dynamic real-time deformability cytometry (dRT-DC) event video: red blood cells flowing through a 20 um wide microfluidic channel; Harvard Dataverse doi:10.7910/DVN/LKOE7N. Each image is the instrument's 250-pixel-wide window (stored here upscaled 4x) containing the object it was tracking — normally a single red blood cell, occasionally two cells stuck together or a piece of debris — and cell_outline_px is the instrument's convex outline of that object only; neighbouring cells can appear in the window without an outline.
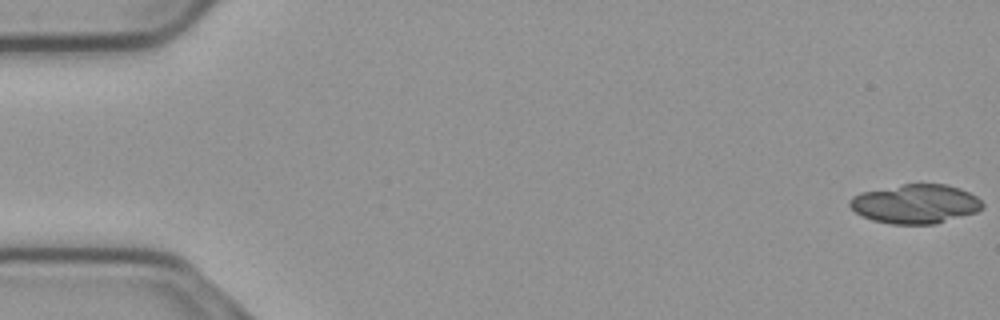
{"species": "common noctule bat (a hibernating species)", "species_latin": "Nyctalus noctula", "temperature_condition": "cold", "stored_images_in_passage": 25, "camera_frame_rate_fps": 3000, "um_per_image_px": 0.085, "animal": {"sex": "male", "body_mass_g": 23.1, "forearm_length_mm": 52.7}, "frame": {"image": 1, "passage_image": 1, "time_ms": 0.0, "image_size_px": [1000, 320], "cell_outline_px": [[984, 208], [976, 212], [936, 224], [892, 224], [872, 220], [856, 212], [848, 204], [848, 200], [852, 196], [860, 192], [904, 184], [944, 184], [960, 188], [976, 196], [984, 204]], "centroid_in_image_um": [77.81, 17.33], "position_along_channel_um": 7.2, "area_um2": 30.29}}